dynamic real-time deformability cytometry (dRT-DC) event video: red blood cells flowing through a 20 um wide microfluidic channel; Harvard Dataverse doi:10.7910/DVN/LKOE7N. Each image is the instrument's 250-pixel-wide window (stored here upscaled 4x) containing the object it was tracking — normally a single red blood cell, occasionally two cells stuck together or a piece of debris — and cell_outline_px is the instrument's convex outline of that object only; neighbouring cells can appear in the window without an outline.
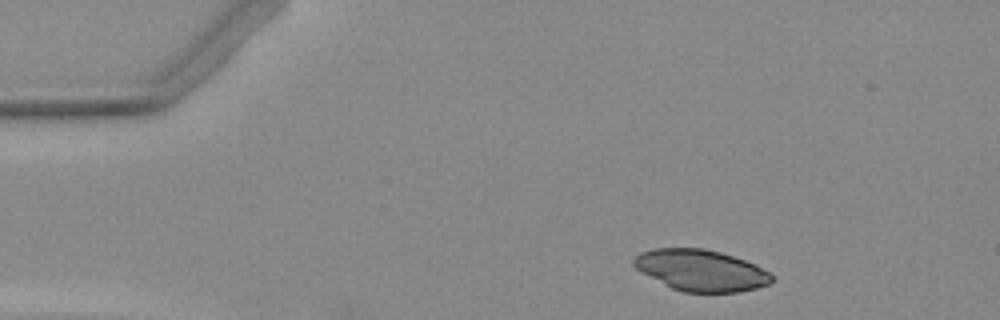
{"species": "Egyptian fruit bat (a non-hibernating species)", "species_latin": "Rousettus aegyptiacus", "temperature_condition": "warm", "stored_images_in_passage": 36, "camera_frame_rate_fps": 3000, "um_per_image_px": 0.085, "animal": {"sex": "female"}, "frame": {"image": 1, "passage_image": 1, "time_ms": 0.0, "image_size_px": [1000, 320], "cell_outline_px": [[772, 280], [768, 284], [756, 288], [740, 292], [684, 292], [672, 288], [636, 268], [632, 264], [632, 260], [640, 252], [652, 248], [704, 248], [720, 252], [756, 264], [768, 272], [772, 276]], "centroid_in_image_um": [59.57, 22.97], "position_along_channel_um": 25.4, "area_um2": 32.95}}